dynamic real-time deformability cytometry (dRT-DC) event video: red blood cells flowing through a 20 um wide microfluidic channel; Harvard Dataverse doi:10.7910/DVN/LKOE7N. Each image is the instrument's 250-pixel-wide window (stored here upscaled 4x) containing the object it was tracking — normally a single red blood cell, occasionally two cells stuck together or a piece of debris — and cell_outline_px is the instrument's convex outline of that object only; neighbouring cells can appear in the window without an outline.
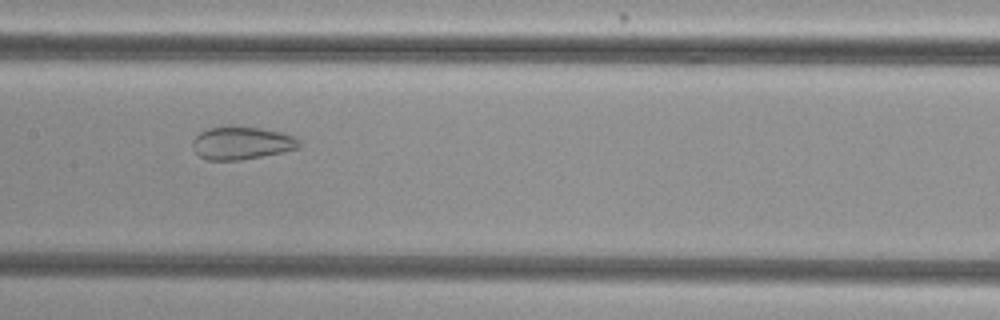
{"species": "common noctule bat (a hibernating species)", "species_latin": "Nyctalus noctula", "temperature_condition": "cold", "stored_images_in_passage": 46, "camera_frame_rate_fps": 3000, "um_per_image_px": 0.085, "animal": {"sex": "female", "body_mass_g": 29.2, "forearm_length_mm": 56.3}, "frame": {"image": 1, "passage_image": 28, "time_ms": 9.0, "image_size_px": [1000, 320], "cell_outline_px": [[300, 144], [296, 148], [284, 152], [240, 160], [208, 160], [200, 156], [192, 148], [192, 140], [200, 132], [208, 128], [228, 124], [260, 128], [280, 132], [292, 136], [300, 140]], "centroid_in_image_um": [20.49, 12.13], "position_along_channel_um": 186.9, "area_um2": 20.63}}
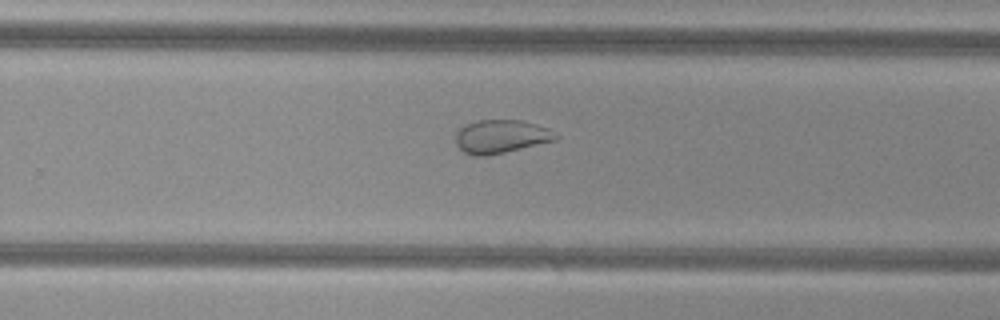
{"frame": {"image": 2, "passage_image": 36, "time_ms": 11.667, "image_size_px": [1000, 320], "cell_outline_px": [[560, 136], [556, 140], [488, 156], [476, 156], [464, 152], [456, 144], [456, 132], [464, 124], [476, 120], [520, 120], [536, 124], [548, 128]], "centroid_in_image_um": [42.58, 11.6], "position_along_channel_um": 287.2, "area_um2": 19.54}}
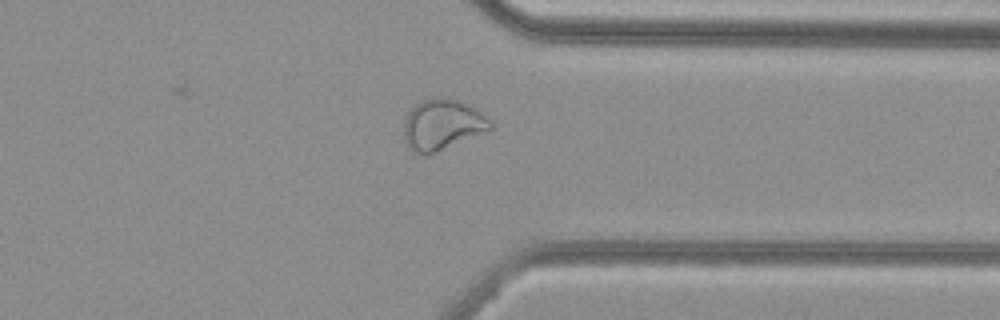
{"frame": {"image": 3, "passage_image": 43, "time_ms": 14.0, "image_size_px": [1000, 320], "cell_outline_px": [[492, 128], [432, 152], [412, 152], [408, 148], [404, 140], [404, 120], [408, 112], [420, 100], [432, 96], [444, 96], [460, 100], [476, 108], [492, 120]], "centroid_in_image_um": [37.57, 10.51], "position_along_channel_um": 373.8, "area_um2": 25.26}, "authors_computed_cell_mechanics": {"area_um2": 26.1545, "velocity_mm_per_s": 3.771, "shape_relaxation_time_tau1_ms": null, "shape_relaxation_time_tau2_ms": 1.6774, "deformation_change_tau1": null, "deformation_change_tau2": 0.0717}}